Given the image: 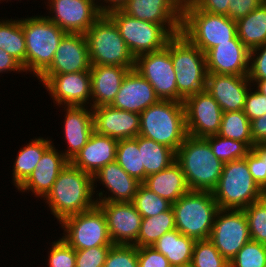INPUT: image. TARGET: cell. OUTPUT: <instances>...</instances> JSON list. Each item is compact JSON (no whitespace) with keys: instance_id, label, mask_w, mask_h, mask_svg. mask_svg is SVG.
Masks as SVG:
<instances>
[{"instance_id":"6da1fadb","label":"cell","mask_w":266,"mask_h":267,"mask_svg":"<svg viewBox=\"0 0 266 267\" xmlns=\"http://www.w3.org/2000/svg\"><path fill=\"white\" fill-rule=\"evenodd\" d=\"M42 201L56 223L67 216L87 211L97 204L93 192V176L69 162Z\"/></svg>"},{"instance_id":"7a4b0ae2","label":"cell","mask_w":266,"mask_h":267,"mask_svg":"<svg viewBox=\"0 0 266 267\" xmlns=\"http://www.w3.org/2000/svg\"><path fill=\"white\" fill-rule=\"evenodd\" d=\"M189 190L213 191L222 174V163L205 138L187 135L176 151V160Z\"/></svg>"},{"instance_id":"3957f363","label":"cell","mask_w":266,"mask_h":267,"mask_svg":"<svg viewBox=\"0 0 266 267\" xmlns=\"http://www.w3.org/2000/svg\"><path fill=\"white\" fill-rule=\"evenodd\" d=\"M25 17H22V28L26 42V75L37 79L51 65L67 32L41 13Z\"/></svg>"},{"instance_id":"277c9868","label":"cell","mask_w":266,"mask_h":267,"mask_svg":"<svg viewBox=\"0 0 266 267\" xmlns=\"http://www.w3.org/2000/svg\"><path fill=\"white\" fill-rule=\"evenodd\" d=\"M139 135L175 152L187 136L183 102L159 100L140 113Z\"/></svg>"},{"instance_id":"5b68a950","label":"cell","mask_w":266,"mask_h":267,"mask_svg":"<svg viewBox=\"0 0 266 267\" xmlns=\"http://www.w3.org/2000/svg\"><path fill=\"white\" fill-rule=\"evenodd\" d=\"M170 56L176 73L177 102L205 90L206 56L198 47L179 33L170 39Z\"/></svg>"},{"instance_id":"8992f818","label":"cell","mask_w":266,"mask_h":267,"mask_svg":"<svg viewBox=\"0 0 266 267\" xmlns=\"http://www.w3.org/2000/svg\"><path fill=\"white\" fill-rule=\"evenodd\" d=\"M176 229L195 240L210 238L219 210L211 191L189 190L172 204Z\"/></svg>"},{"instance_id":"52a82bcc","label":"cell","mask_w":266,"mask_h":267,"mask_svg":"<svg viewBox=\"0 0 266 267\" xmlns=\"http://www.w3.org/2000/svg\"><path fill=\"white\" fill-rule=\"evenodd\" d=\"M219 209L243 210L265 195L252 178L245 158L223 165L217 186L212 191Z\"/></svg>"},{"instance_id":"ba28073f","label":"cell","mask_w":266,"mask_h":267,"mask_svg":"<svg viewBox=\"0 0 266 267\" xmlns=\"http://www.w3.org/2000/svg\"><path fill=\"white\" fill-rule=\"evenodd\" d=\"M117 25L135 59L143 54L155 52L166 47L168 41L181 33V25H160L136 19L121 10L107 14Z\"/></svg>"},{"instance_id":"9c48e42d","label":"cell","mask_w":266,"mask_h":267,"mask_svg":"<svg viewBox=\"0 0 266 267\" xmlns=\"http://www.w3.org/2000/svg\"><path fill=\"white\" fill-rule=\"evenodd\" d=\"M181 34L206 54L220 43L233 40L237 25L226 15L211 14L193 5L183 10Z\"/></svg>"},{"instance_id":"30bf717a","label":"cell","mask_w":266,"mask_h":267,"mask_svg":"<svg viewBox=\"0 0 266 267\" xmlns=\"http://www.w3.org/2000/svg\"><path fill=\"white\" fill-rule=\"evenodd\" d=\"M84 35L91 66L135 67V57L121 37L117 25L107 14H102Z\"/></svg>"},{"instance_id":"8fae6325","label":"cell","mask_w":266,"mask_h":267,"mask_svg":"<svg viewBox=\"0 0 266 267\" xmlns=\"http://www.w3.org/2000/svg\"><path fill=\"white\" fill-rule=\"evenodd\" d=\"M60 237L75 250L96 246H112L106 217L96 204L93 208L65 217L58 223Z\"/></svg>"},{"instance_id":"7c38bea8","label":"cell","mask_w":266,"mask_h":267,"mask_svg":"<svg viewBox=\"0 0 266 267\" xmlns=\"http://www.w3.org/2000/svg\"><path fill=\"white\" fill-rule=\"evenodd\" d=\"M38 84L45 88L53 106H90L91 76L90 71L66 74H41Z\"/></svg>"},{"instance_id":"4fadbf2b","label":"cell","mask_w":266,"mask_h":267,"mask_svg":"<svg viewBox=\"0 0 266 267\" xmlns=\"http://www.w3.org/2000/svg\"><path fill=\"white\" fill-rule=\"evenodd\" d=\"M209 240L220 254L230 262L238 251L251 240L244 210L219 209Z\"/></svg>"},{"instance_id":"5bb4252c","label":"cell","mask_w":266,"mask_h":267,"mask_svg":"<svg viewBox=\"0 0 266 267\" xmlns=\"http://www.w3.org/2000/svg\"><path fill=\"white\" fill-rule=\"evenodd\" d=\"M154 88L160 100L177 101L176 73L170 56V40L165 48L135 59V68Z\"/></svg>"},{"instance_id":"9a60e30c","label":"cell","mask_w":266,"mask_h":267,"mask_svg":"<svg viewBox=\"0 0 266 267\" xmlns=\"http://www.w3.org/2000/svg\"><path fill=\"white\" fill-rule=\"evenodd\" d=\"M44 1V0H42ZM44 15L67 33H82L102 15L94 0H45Z\"/></svg>"},{"instance_id":"2e32d148","label":"cell","mask_w":266,"mask_h":267,"mask_svg":"<svg viewBox=\"0 0 266 267\" xmlns=\"http://www.w3.org/2000/svg\"><path fill=\"white\" fill-rule=\"evenodd\" d=\"M187 135L205 138L220 130L223 110L206 91H200L183 100Z\"/></svg>"},{"instance_id":"e0dca14e","label":"cell","mask_w":266,"mask_h":267,"mask_svg":"<svg viewBox=\"0 0 266 267\" xmlns=\"http://www.w3.org/2000/svg\"><path fill=\"white\" fill-rule=\"evenodd\" d=\"M140 184L141 182L130 176L116 161L108 163L93 175L96 201L133 202Z\"/></svg>"},{"instance_id":"ac0fdd59","label":"cell","mask_w":266,"mask_h":267,"mask_svg":"<svg viewBox=\"0 0 266 267\" xmlns=\"http://www.w3.org/2000/svg\"><path fill=\"white\" fill-rule=\"evenodd\" d=\"M103 211L113 244L134 245L140 232L142 216L132 202L96 201Z\"/></svg>"},{"instance_id":"d6986e66","label":"cell","mask_w":266,"mask_h":267,"mask_svg":"<svg viewBox=\"0 0 266 267\" xmlns=\"http://www.w3.org/2000/svg\"><path fill=\"white\" fill-rule=\"evenodd\" d=\"M53 144L43 153L42 157L36 164L33 172L28 178L17 188L16 192L25 196V193L34 195L37 200H42L51 190L54 182L58 178L59 173L70 162L59 147ZM40 198V199H39Z\"/></svg>"},{"instance_id":"ffe728a7","label":"cell","mask_w":266,"mask_h":267,"mask_svg":"<svg viewBox=\"0 0 266 267\" xmlns=\"http://www.w3.org/2000/svg\"><path fill=\"white\" fill-rule=\"evenodd\" d=\"M56 109L64 115L61 128L66 149H60V151L71 161L94 132L92 108L90 106H58Z\"/></svg>"},{"instance_id":"44dd1931","label":"cell","mask_w":266,"mask_h":267,"mask_svg":"<svg viewBox=\"0 0 266 267\" xmlns=\"http://www.w3.org/2000/svg\"><path fill=\"white\" fill-rule=\"evenodd\" d=\"M86 37L82 33H67L61 40L51 65L42 74H66L90 71Z\"/></svg>"},{"instance_id":"7402d4cb","label":"cell","mask_w":266,"mask_h":267,"mask_svg":"<svg viewBox=\"0 0 266 267\" xmlns=\"http://www.w3.org/2000/svg\"><path fill=\"white\" fill-rule=\"evenodd\" d=\"M94 132L116 140L136 138L140 130V114L119 110L110 105L92 108Z\"/></svg>"},{"instance_id":"603a6c76","label":"cell","mask_w":266,"mask_h":267,"mask_svg":"<svg viewBox=\"0 0 266 267\" xmlns=\"http://www.w3.org/2000/svg\"><path fill=\"white\" fill-rule=\"evenodd\" d=\"M250 50L238 36L229 42L220 43L206 54L208 73L247 76Z\"/></svg>"},{"instance_id":"cb8c5ba5","label":"cell","mask_w":266,"mask_h":267,"mask_svg":"<svg viewBox=\"0 0 266 267\" xmlns=\"http://www.w3.org/2000/svg\"><path fill=\"white\" fill-rule=\"evenodd\" d=\"M251 86L248 76L208 73L205 90L225 113L244 109L246 95Z\"/></svg>"},{"instance_id":"d4e9b609","label":"cell","mask_w":266,"mask_h":267,"mask_svg":"<svg viewBox=\"0 0 266 267\" xmlns=\"http://www.w3.org/2000/svg\"><path fill=\"white\" fill-rule=\"evenodd\" d=\"M159 100L152 85L135 69H131L123 78L110 106L140 114Z\"/></svg>"},{"instance_id":"484cf974","label":"cell","mask_w":266,"mask_h":267,"mask_svg":"<svg viewBox=\"0 0 266 267\" xmlns=\"http://www.w3.org/2000/svg\"><path fill=\"white\" fill-rule=\"evenodd\" d=\"M117 143L114 138L93 132L70 163L93 176L108 163L116 161Z\"/></svg>"},{"instance_id":"4316f807","label":"cell","mask_w":266,"mask_h":267,"mask_svg":"<svg viewBox=\"0 0 266 267\" xmlns=\"http://www.w3.org/2000/svg\"><path fill=\"white\" fill-rule=\"evenodd\" d=\"M121 11L160 25H182L183 11L173 0H127Z\"/></svg>"},{"instance_id":"83f0119b","label":"cell","mask_w":266,"mask_h":267,"mask_svg":"<svg viewBox=\"0 0 266 267\" xmlns=\"http://www.w3.org/2000/svg\"><path fill=\"white\" fill-rule=\"evenodd\" d=\"M134 68L117 65L91 66V108L110 105L119 91L123 78Z\"/></svg>"},{"instance_id":"f1b7e54d","label":"cell","mask_w":266,"mask_h":267,"mask_svg":"<svg viewBox=\"0 0 266 267\" xmlns=\"http://www.w3.org/2000/svg\"><path fill=\"white\" fill-rule=\"evenodd\" d=\"M38 136L37 138H31L26 140V144L19 146V150L16 152L15 159H13L12 171H11V184L16 189L28 178L33 172L36 164L42 157L43 153L53 144L52 139L46 135ZM28 141V143H27ZM24 146V147H23Z\"/></svg>"},{"instance_id":"f546056e","label":"cell","mask_w":266,"mask_h":267,"mask_svg":"<svg viewBox=\"0 0 266 267\" xmlns=\"http://www.w3.org/2000/svg\"><path fill=\"white\" fill-rule=\"evenodd\" d=\"M142 184L171 204L189 191L184 173L176 161L164 170L148 175Z\"/></svg>"},{"instance_id":"4dcf8cb0","label":"cell","mask_w":266,"mask_h":267,"mask_svg":"<svg viewBox=\"0 0 266 267\" xmlns=\"http://www.w3.org/2000/svg\"><path fill=\"white\" fill-rule=\"evenodd\" d=\"M195 241L174 229L163 234L153 247L168 259L171 266H184L191 264Z\"/></svg>"},{"instance_id":"1f68e13d","label":"cell","mask_w":266,"mask_h":267,"mask_svg":"<svg viewBox=\"0 0 266 267\" xmlns=\"http://www.w3.org/2000/svg\"><path fill=\"white\" fill-rule=\"evenodd\" d=\"M237 36L249 49L266 43V0L245 17L236 21Z\"/></svg>"},{"instance_id":"d6a6232c","label":"cell","mask_w":266,"mask_h":267,"mask_svg":"<svg viewBox=\"0 0 266 267\" xmlns=\"http://www.w3.org/2000/svg\"><path fill=\"white\" fill-rule=\"evenodd\" d=\"M141 149V167L145 169V178L169 167L176 160V152L152 139L138 135L135 138Z\"/></svg>"},{"instance_id":"836d02e7","label":"cell","mask_w":266,"mask_h":267,"mask_svg":"<svg viewBox=\"0 0 266 267\" xmlns=\"http://www.w3.org/2000/svg\"><path fill=\"white\" fill-rule=\"evenodd\" d=\"M0 17V49L16 59L26 73V42L22 28V17Z\"/></svg>"},{"instance_id":"e575fe53","label":"cell","mask_w":266,"mask_h":267,"mask_svg":"<svg viewBox=\"0 0 266 267\" xmlns=\"http://www.w3.org/2000/svg\"><path fill=\"white\" fill-rule=\"evenodd\" d=\"M174 229H176V225L172 207L158 215L143 217L140 232L134 245L136 247L153 246L163 234Z\"/></svg>"},{"instance_id":"d590c367","label":"cell","mask_w":266,"mask_h":267,"mask_svg":"<svg viewBox=\"0 0 266 267\" xmlns=\"http://www.w3.org/2000/svg\"><path fill=\"white\" fill-rule=\"evenodd\" d=\"M218 135L242 141L251 149L255 146L251 135V123L243 110L223 113Z\"/></svg>"},{"instance_id":"8d00e7d4","label":"cell","mask_w":266,"mask_h":267,"mask_svg":"<svg viewBox=\"0 0 266 267\" xmlns=\"http://www.w3.org/2000/svg\"><path fill=\"white\" fill-rule=\"evenodd\" d=\"M116 162L139 182L145 180V169L141 167V149L135 138L118 140Z\"/></svg>"},{"instance_id":"74e56055","label":"cell","mask_w":266,"mask_h":267,"mask_svg":"<svg viewBox=\"0 0 266 267\" xmlns=\"http://www.w3.org/2000/svg\"><path fill=\"white\" fill-rule=\"evenodd\" d=\"M205 139L211 146L215 156L224 164L245 158L251 151V148L246 143L225 138L218 134L207 136Z\"/></svg>"},{"instance_id":"f35d334b","label":"cell","mask_w":266,"mask_h":267,"mask_svg":"<svg viewBox=\"0 0 266 267\" xmlns=\"http://www.w3.org/2000/svg\"><path fill=\"white\" fill-rule=\"evenodd\" d=\"M132 203L141 214L142 218L158 215L172 207L169 201L163 199L142 183L139 185Z\"/></svg>"},{"instance_id":"ab89813d","label":"cell","mask_w":266,"mask_h":267,"mask_svg":"<svg viewBox=\"0 0 266 267\" xmlns=\"http://www.w3.org/2000/svg\"><path fill=\"white\" fill-rule=\"evenodd\" d=\"M243 210L248 220L251 240L266 245V195Z\"/></svg>"},{"instance_id":"60d3db41","label":"cell","mask_w":266,"mask_h":267,"mask_svg":"<svg viewBox=\"0 0 266 267\" xmlns=\"http://www.w3.org/2000/svg\"><path fill=\"white\" fill-rule=\"evenodd\" d=\"M191 267H229L227 261L209 240H196L193 247Z\"/></svg>"},{"instance_id":"b9f144b4","label":"cell","mask_w":266,"mask_h":267,"mask_svg":"<svg viewBox=\"0 0 266 267\" xmlns=\"http://www.w3.org/2000/svg\"><path fill=\"white\" fill-rule=\"evenodd\" d=\"M229 267H266V245L249 240L230 260Z\"/></svg>"},{"instance_id":"7bdbcfd3","label":"cell","mask_w":266,"mask_h":267,"mask_svg":"<svg viewBox=\"0 0 266 267\" xmlns=\"http://www.w3.org/2000/svg\"><path fill=\"white\" fill-rule=\"evenodd\" d=\"M50 242V243H49ZM47 242L49 244L45 262L48 267H76V250L68 245L60 236Z\"/></svg>"},{"instance_id":"ee69618b","label":"cell","mask_w":266,"mask_h":267,"mask_svg":"<svg viewBox=\"0 0 266 267\" xmlns=\"http://www.w3.org/2000/svg\"><path fill=\"white\" fill-rule=\"evenodd\" d=\"M104 267H139L135 245L113 244Z\"/></svg>"},{"instance_id":"f6af8a7d","label":"cell","mask_w":266,"mask_h":267,"mask_svg":"<svg viewBox=\"0 0 266 267\" xmlns=\"http://www.w3.org/2000/svg\"><path fill=\"white\" fill-rule=\"evenodd\" d=\"M111 246H96L76 250V267H104Z\"/></svg>"},{"instance_id":"bcb514c9","label":"cell","mask_w":266,"mask_h":267,"mask_svg":"<svg viewBox=\"0 0 266 267\" xmlns=\"http://www.w3.org/2000/svg\"><path fill=\"white\" fill-rule=\"evenodd\" d=\"M247 76L249 80L266 79V43L250 50Z\"/></svg>"},{"instance_id":"7dc6e473","label":"cell","mask_w":266,"mask_h":267,"mask_svg":"<svg viewBox=\"0 0 266 267\" xmlns=\"http://www.w3.org/2000/svg\"><path fill=\"white\" fill-rule=\"evenodd\" d=\"M250 121L266 114V96L258 92L253 86L250 87L243 109Z\"/></svg>"},{"instance_id":"c3c4849f","label":"cell","mask_w":266,"mask_h":267,"mask_svg":"<svg viewBox=\"0 0 266 267\" xmlns=\"http://www.w3.org/2000/svg\"><path fill=\"white\" fill-rule=\"evenodd\" d=\"M139 267H171L168 259L153 246L137 247Z\"/></svg>"},{"instance_id":"681fc988","label":"cell","mask_w":266,"mask_h":267,"mask_svg":"<svg viewBox=\"0 0 266 267\" xmlns=\"http://www.w3.org/2000/svg\"><path fill=\"white\" fill-rule=\"evenodd\" d=\"M248 169L252 178L259 187L266 192V172L264 167V159L252 148L245 157Z\"/></svg>"},{"instance_id":"f907efd6","label":"cell","mask_w":266,"mask_h":267,"mask_svg":"<svg viewBox=\"0 0 266 267\" xmlns=\"http://www.w3.org/2000/svg\"><path fill=\"white\" fill-rule=\"evenodd\" d=\"M265 0H230L228 17L234 21L245 17Z\"/></svg>"},{"instance_id":"816d5d0a","label":"cell","mask_w":266,"mask_h":267,"mask_svg":"<svg viewBox=\"0 0 266 267\" xmlns=\"http://www.w3.org/2000/svg\"><path fill=\"white\" fill-rule=\"evenodd\" d=\"M229 3L230 0H198L194 6L211 14L228 16Z\"/></svg>"},{"instance_id":"f5cc1de1","label":"cell","mask_w":266,"mask_h":267,"mask_svg":"<svg viewBox=\"0 0 266 267\" xmlns=\"http://www.w3.org/2000/svg\"><path fill=\"white\" fill-rule=\"evenodd\" d=\"M16 73L25 75L23 66L12 56H10L5 50L0 49V77L2 74Z\"/></svg>"},{"instance_id":"db71d44e","label":"cell","mask_w":266,"mask_h":267,"mask_svg":"<svg viewBox=\"0 0 266 267\" xmlns=\"http://www.w3.org/2000/svg\"><path fill=\"white\" fill-rule=\"evenodd\" d=\"M254 145L266 144V114L250 121Z\"/></svg>"},{"instance_id":"11a10c76","label":"cell","mask_w":266,"mask_h":267,"mask_svg":"<svg viewBox=\"0 0 266 267\" xmlns=\"http://www.w3.org/2000/svg\"><path fill=\"white\" fill-rule=\"evenodd\" d=\"M102 14H108L113 10H121L127 0H94Z\"/></svg>"},{"instance_id":"9f6ffc18","label":"cell","mask_w":266,"mask_h":267,"mask_svg":"<svg viewBox=\"0 0 266 267\" xmlns=\"http://www.w3.org/2000/svg\"><path fill=\"white\" fill-rule=\"evenodd\" d=\"M252 86L261 94L266 96V79L265 80H250Z\"/></svg>"},{"instance_id":"6f0895ef","label":"cell","mask_w":266,"mask_h":267,"mask_svg":"<svg viewBox=\"0 0 266 267\" xmlns=\"http://www.w3.org/2000/svg\"><path fill=\"white\" fill-rule=\"evenodd\" d=\"M173 1L183 11L185 8L195 5L198 0H173Z\"/></svg>"},{"instance_id":"680465c9","label":"cell","mask_w":266,"mask_h":267,"mask_svg":"<svg viewBox=\"0 0 266 267\" xmlns=\"http://www.w3.org/2000/svg\"><path fill=\"white\" fill-rule=\"evenodd\" d=\"M253 149L264 159V167L266 172V144H257Z\"/></svg>"},{"instance_id":"91938a15","label":"cell","mask_w":266,"mask_h":267,"mask_svg":"<svg viewBox=\"0 0 266 267\" xmlns=\"http://www.w3.org/2000/svg\"><path fill=\"white\" fill-rule=\"evenodd\" d=\"M4 1H6V3H8L9 1L11 2L12 0H0V3H3ZM14 1H18L19 3L22 2L21 0H14ZM28 1H30V0H28Z\"/></svg>"},{"instance_id":"94428289","label":"cell","mask_w":266,"mask_h":267,"mask_svg":"<svg viewBox=\"0 0 266 267\" xmlns=\"http://www.w3.org/2000/svg\"><path fill=\"white\" fill-rule=\"evenodd\" d=\"M171 267H191V265H184V266H171Z\"/></svg>"}]
</instances>
